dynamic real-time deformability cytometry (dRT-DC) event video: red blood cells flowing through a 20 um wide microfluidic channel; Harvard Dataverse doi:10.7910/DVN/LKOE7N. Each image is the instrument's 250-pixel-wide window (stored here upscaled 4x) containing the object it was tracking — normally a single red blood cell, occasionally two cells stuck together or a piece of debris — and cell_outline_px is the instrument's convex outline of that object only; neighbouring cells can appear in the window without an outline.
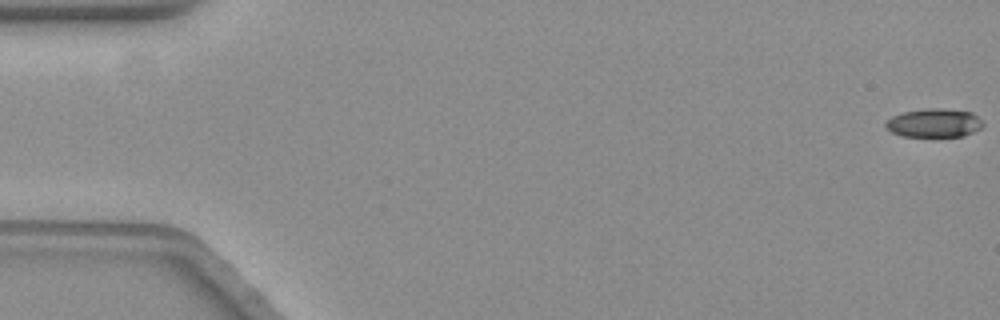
{"species": "common noctule bat (a hibernating species)", "species_latin": "Nyctalus noctula", "temperature_condition": "warm", "stored_images_in_passage": 60, "camera_frame_rate_fps": 3000, "um_per_image_px": 0.085, "animal": {"sex": "female", "body_mass_g": 19.3, "forearm_length_mm": 54.1}, "frame": {"image": 1, "passage_image": 1, "time_ms": 0.0, "image_size_px": [1000, 320], "cell_outline_px": [[984, 124], [980, 128], [964, 136], [904, 136], [892, 132], [884, 124], [892, 116], [904, 112], [928, 108], [944, 108], [972, 112]], "centroid_in_image_um": [79.41, 10.44], "position_along_channel_um": 5.6, "area_um2": 16.01}}
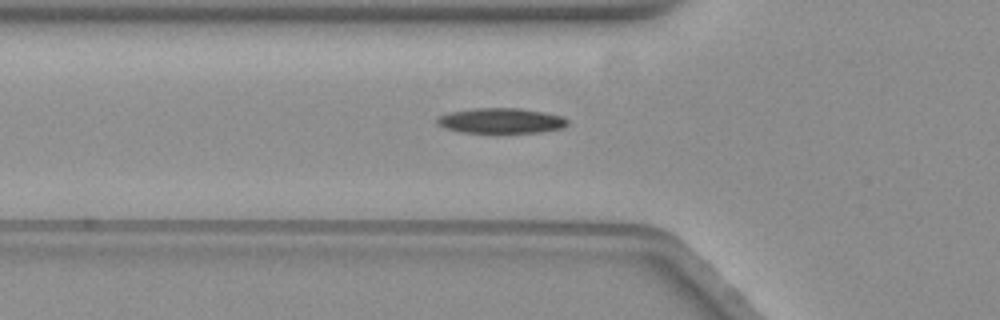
{"frame": {"image": 2, "passage_image": 21, "time_ms": 6.667, "image_size_px": [1000, 320], "cell_outline_px": [[568, 124], [564, 128], [544, 132], [496, 136], [460, 132], [444, 128], [436, 124], [436, 116], [448, 112], [476, 108], [520, 108], [544, 112], [564, 116], [568, 120]], "centroid_in_image_um": [42.58, 10.32], "position_along_channel_um": 83.2, "area_um2": 20.63}}
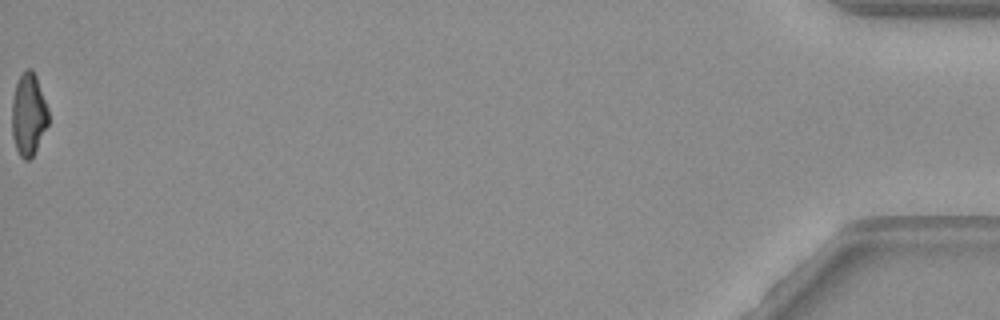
{"frame": {"image": 3, "passage_image": 60, "time_ms": 19.667, "image_size_px": [1000, 320], "cell_outline_px": [[48, 124], [32, 156], [28, 160], [24, 160], [20, 156], [16, 148], [12, 136], [12, 100], [16, 84], [20, 76], [28, 68], [32, 68], [36, 76], [48, 108]], "centroid_in_image_um": [2.42, 9.72], "position_along_channel_um": 432.8, "area_um2": 17.28}, "authors_computed_cell_mechanics": {"area_um2": 18.3804, "velocity_mm_per_s": 3.5225, "shape_relaxation_time_tau1_ms": 9.0543, "shape_relaxation_time_tau2_ms": null, "deformation_change_tau1": 0.2292, "deformation_change_tau2": null}}